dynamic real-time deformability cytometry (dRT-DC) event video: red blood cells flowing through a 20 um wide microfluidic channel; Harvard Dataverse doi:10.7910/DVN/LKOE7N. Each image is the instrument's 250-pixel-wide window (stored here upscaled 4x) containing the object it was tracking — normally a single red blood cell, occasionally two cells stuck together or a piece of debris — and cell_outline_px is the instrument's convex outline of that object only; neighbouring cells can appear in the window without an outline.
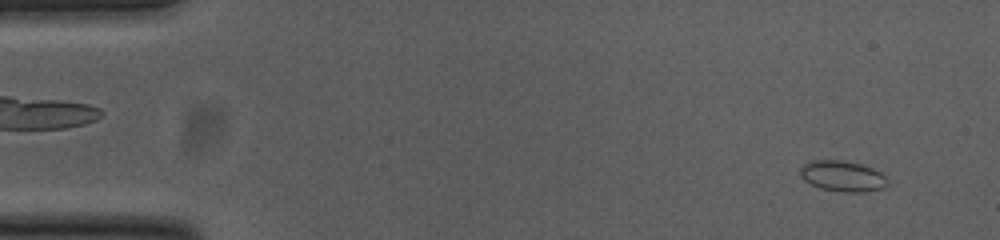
{"species": "common noctule bat (a hibernating species)", "species_latin": "Nyctalus noctula", "temperature_condition": "cold", "stored_images_in_passage": 53, "camera_frame_rate_fps": 3000, "um_per_image_px": 0.085, "animal": {"sex": "female", "body_mass_g": 23.0, "forearm_length_mm": 53.4}, "frame": {"image": 1, "passage_image": 3, "time_ms": 0.667, "image_size_px": [1000, 240], "cell_outline_px": [[888, 184], [884, 188], [864, 192], [844, 192], [820, 188], [804, 180], [800, 176], [800, 168], [804, 164], [812, 160], [840, 160], [860, 164], [872, 168], [880, 172], [888, 180]], "centroid_in_image_um": [71.62, 14.97], "position_along_channel_um": 13.4, "area_um2": 15.61}}
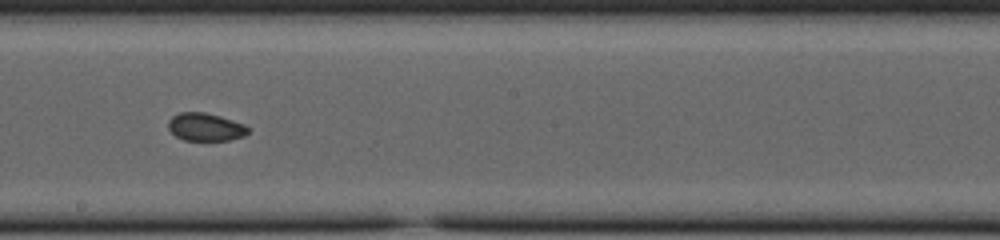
{"frame": {"image": 2, "passage_image": 29, "time_ms": 9.333, "image_size_px": [1000, 240], "cell_outline_px": [[248, 132], [244, 136], [228, 140], [184, 140], [176, 136], [168, 128], [168, 120], [172, 116], [180, 112], [204, 112], [220, 116], [244, 124], [248, 128]], "centroid_in_image_um": [17.44, 10.79], "position_along_channel_um": 230.8, "area_um2": 12.89}}
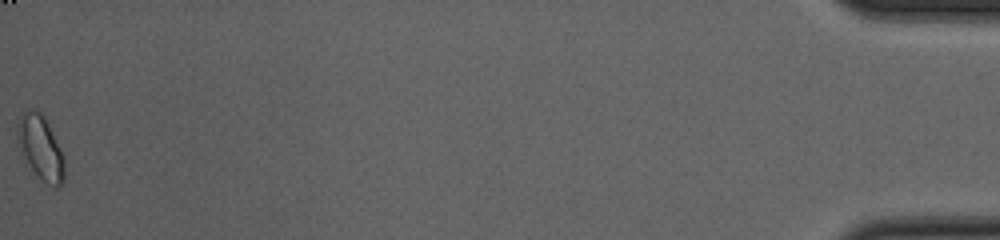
{"frame": {"image": 3, "passage_image": 53, "time_ms": 17.333, "image_size_px": [1000, 240], "cell_outline_px": [[64, 184], [60, 188], [56, 188], [48, 184], [36, 176], [20, 148], [16, 132], [16, 124], [24, 112], [40, 112], [44, 116], [60, 148], [64, 160]], "centroid_in_image_um": [3.48, 12.62], "position_along_channel_um": 431.7, "area_um2": 17.17}, "authors_computed_cell_mechanics": {"area_um2": 13.7564, "velocity_mm_per_s": 3.7988, "shape_relaxation_time_tau1_ms": null, "shape_relaxation_time_tau2_ms": 1.71, "deformation_change_tau1": null, "deformation_change_tau2": 0.0392}}